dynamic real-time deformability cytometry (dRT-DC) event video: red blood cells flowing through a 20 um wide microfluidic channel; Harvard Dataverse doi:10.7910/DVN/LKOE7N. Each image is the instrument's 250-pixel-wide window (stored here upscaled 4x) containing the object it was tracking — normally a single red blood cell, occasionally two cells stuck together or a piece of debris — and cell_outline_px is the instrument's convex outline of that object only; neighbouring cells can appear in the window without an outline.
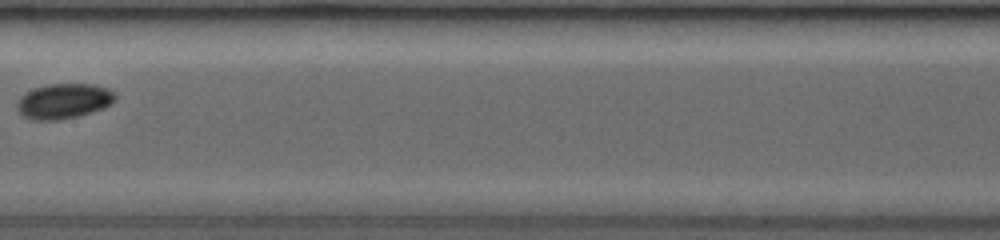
{"species": "common noctule bat (a hibernating species)", "species_latin": "Nyctalus noctula", "temperature_condition": "room temperature", "stored_images_in_passage": 5, "camera_frame_rate_fps": 3000, "um_per_image_px": 0.085, "animal": {"sex": "female", "body_mass_g": 19.0, "forearm_length_mm": 53.3}, "frame": {"image": 1, "passage_image": 5, "time_ms": 4.667, "image_size_px": [1000, 240], "cell_outline_px": [[116, 100], [112, 104], [104, 108], [92, 112], [60, 120], [32, 120], [20, 116], [16, 108], [16, 104], [20, 96], [36, 88], [48, 84], [92, 84], [108, 88], [116, 96]], "centroid_in_image_um": [5.4, 8.61], "position_along_channel_um": 202.0, "area_um2": 20.23}}